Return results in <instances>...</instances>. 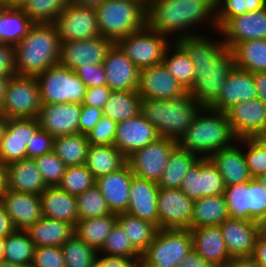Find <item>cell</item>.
Returning <instances> with one entry per match:
<instances>
[{"instance_id": "6da1fadb", "label": "cell", "mask_w": 266, "mask_h": 267, "mask_svg": "<svg viewBox=\"0 0 266 267\" xmlns=\"http://www.w3.org/2000/svg\"><path fill=\"white\" fill-rule=\"evenodd\" d=\"M177 42L187 51L196 69L187 93L203 107H209L234 69L235 56L222 39L217 41L199 34L182 37Z\"/></svg>"}, {"instance_id": "7a4b0ae2", "label": "cell", "mask_w": 266, "mask_h": 267, "mask_svg": "<svg viewBox=\"0 0 266 267\" xmlns=\"http://www.w3.org/2000/svg\"><path fill=\"white\" fill-rule=\"evenodd\" d=\"M204 22L217 30L216 0H151L146 4V26L168 38L176 35L174 41L199 35L190 29Z\"/></svg>"}, {"instance_id": "3957f363", "label": "cell", "mask_w": 266, "mask_h": 267, "mask_svg": "<svg viewBox=\"0 0 266 267\" xmlns=\"http://www.w3.org/2000/svg\"><path fill=\"white\" fill-rule=\"evenodd\" d=\"M61 43L53 23H34L14 46L16 75L37 76L60 60Z\"/></svg>"}, {"instance_id": "277c9868", "label": "cell", "mask_w": 266, "mask_h": 267, "mask_svg": "<svg viewBox=\"0 0 266 267\" xmlns=\"http://www.w3.org/2000/svg\"><path fill=\"white\" fill-rule=\"evenodd\" d=\"M237 140L226 112L203 107L177 143L181 148L204 159L218 150L231 147Z\"/></svg>"}, {"instance_id": "5b68a950", "label": "cell", "mask_w": 266, "mask_h": 267, "mask_svg": "<svg viewBox=\"0 0 266 267\" xmlns=\"http://www.w3.org/2000/svg\"><path fill=\"white\" fill-rule=\"evenodd\" d=\"M202 108L186 93L176 99H142L140 113L156 128L160 137L178 142Z\"/></svg>"}, {"instance_id": "8992f818", "label": "cell", "mask_w": 266, "mask_h": 267, "mask_svg": "<svg viewBox=\"0 0 266 267\" xmlns=\"http://www.w3.org/2000/svg\"><path fill=\"white\" fill-rule=\"evenodd\" d=\"M95 9L101 36L114 43L146 26L142 0H106Z\"/></svg>"}, {"instance_id": "52a82bcc", "label": "cell", "mask_w": 266, "mask_h": 267, "mask_svg": "<svg viewBox=\"0 0 266 267\" xmlns=\"http://www.w3.org/2000/svg\"><path fill=\"white\" fill-rule=\"evenodd\" d=\"M193 250L190 229H159L141 254L140 267H176Z\"/></svg>"}, {"instance_id": "ba28073f", "label": "cell", "mask_w": 266, "mask_h": 267, "mask_svg": "<svg viewBox=\"0 0 266 267\" xmlns=\"http://www.w3.org/2000/svg\"><path fill=\"white\" fill-rule=\"evenodd\" d=\"M42 104H83L86 85L74 71L60 63L35 76Z\"/></svg>"}, {"instance_id": "9c48e42d", "label": "cell", "mask_w": 266, "mask_h": 267, "mask_svg": "<svg viewBox=\"0 0 266 267\" xmlns=\"http://www.w3.org/2000/svg\"><path fill=\"white\" fill-rule=\"evenodd\" d=\"M41 105L35 76L14 75L8 79L1 109L5 119L37 118Z\"/></svg>"}, {"instance_id": "30bf717a", "label": "cell", "mask_w": 266, "mask_h": 267, "mask_svg": "<svg viewBox=\"0 0 266 267\" xmlns=\"http://www.w3.org/2000/svg\"><path fill=\"white\" fill-rule=\"evenodd\" d=\"M173 37L169 39L158 31L145 26L143 29L119 39L116 44L141 70L162 63L165 51L172 44Z\"/></svg>"}, {"instance_id": "8fae6325", "label": "cell", "mask_w": 266, "mask_h": 267, "mask_svg": "<svg viewBox=\"0 0 266 267\" xmlns=\"http://www.w3.org/2000/svg\"><path fill=\"white\" fill-rule=\"evenodd\" d=\"M60 43L100 36L96 9L69 3L53 22Z\"/></svg>"}, {"instance_id": "7c38bea8", "label": "cell", "mask_w": 266, "mask_h": 267, "mask_svg": "<svg viewBox=\"0 0 266 267\" xmlns=\"http://www.w3.org/2000/svg\"><path fill=\"white\" fill-rule=\"evenodd\" d=\"M177 145L176 140L159 137L146 147L134 151L127 157V163L135 176L158 183L170 153Z\"/></svg>"}, {"instance_id": "4fadbf2b", "label": "cell", "mask_w": 266, "mask_h": 267, "mask_svg": "<svg viewBox=\"0 0 266 267\" xmlns=\"http://www.w3.org/2000/svg\"><path fill=\"white\" fill-rule=\"evenodd\" d=\"M39 128L37 118L5 119L0 133V161L8 165L27 159V146Z\"/></svg>"}, {"instance_id": "5bb4252c", "label": "cell", "mask_w": 266, "mask_h": 267, "mask_svg": "<svg viewBox=\"0 0 266 267\" xmlns=\"http://www.w3.org/2000/svg\"><path fill=\"white\" fill-rule=\"evenodd\" d=\"M193 204L182 189L159 188L157 211L159 229H189Z\"/></svg>"}, {"instance_id": "9a60e30c", "label": "cell", "mask_w": 266, "mask_h": 267, "mask_svg": "<svg viewBox=\"0 0 266 267\" xmlns=\"http://www.w3.org/2000/svg\"><path fill=\"white\" fill-rule=\"evenodd\" d=\"M113 44L101 35L86 40L62 42L59 63L72 71L87 64H103Z\"/></svg>"}, {"instance_id": "2e32d148", "label": "cell", "mask_w": 266, "mask_h": 267, "mask_svg": "<svg viewBox=\"0 0 266 267\" xmlns=\"http://www.w3.org/2000/svg\"><path fill=\"white\" fill-rule=\"evenodd\" d=\"M226 186L209 158L199 159L183 177L180 189L193 201L224 193Z\"/></svg>"}, {"instance_id": "e0dca14e", "label": "cell", "mask_w": 266, "mask_h": 267, "mask_svg": "<svg viewBox=\"0 0 266 267\" xmlns=\"http://www.w3.org/2000/svg\"><path fill=\"white\" fill-rule=\"evenodd\" d=\"M216 32L222 35L224 44L231 50L244 41L266 39V6L229 18Z\"/></svg>"}, {"instance_id": "ac0fdd59", "label": "cell", "mask_w": 266, "mask_h": 267, "mask_svg": "<svg viewBox=\"0 0 266 267\" xmlns=\"http://www.w3.org/2000/svg\"><path fill=\"white\" fill-rule=\"evenodd\" d=\"M226 114L237 139L258 137L266 131V104L259 98L237 103Z\"/></svg>"}, {"instance_id": "d6986e66", "label": "cell", "mask_w": 266, "mask_h": 267, "mask_svg": "<svg viewBox=\"0 0 266 267\" xmlns=\"http://www.w3.org/2000/svg\"><path fill=\"white\" fill-rule=\"evenodd\" d=\"M137 93L142 99L168 100L182 97L187 91L161 63L140 70Z\"/></svg>"}, {"instance_id": "ffe728a7", "label": "cell", "mask_w": 266, "mask_h": 267, "mask_svg": "<svg viewBox=\"0 0 266 267\" xmlns=\"http://www.w3.org/2000/svg\"><path fill=\"white\" fill-rule=\"evenodd\" d=\"M81 108L79 103L42 104L37 117L39 126L54 138L79 133Z\"/></svg>"}, {"instance_id": "44dd1931", "label": "cell", "mask_w": 266, "mask_h": 267, "mask_svg": "<svg viewBox=\"0 0 266 267\" xmlns=\"http://www.w3.org/2000/svg\"><path fill=\"white\" fill-rule=\"evenodd\" d=\"M160 137L156 128L141 114L117 124L114 146L127 158Z\"/></svg>"}, {"instance_id": "7402d4cb", "label": "cell", "mask_w": 266, "mask_h": 267, "mask_svg": "<svg viewBox=\"0 0 266 267\" xmlns=\"http://www.w3.org/2000/svg\"><path fill=\"white\" fill-rule=\"evenodd\" d=\"M103 67L106 85L116 91H137L140 69L114 43L107 53Z\"/></svg>"}, {"instance_id": "603a6c76", "label": "cell", "mask_w": 266, "mask_h": 267, "mask_svg": "<svg viewBox=\"0 0 266 267\" xmlns=\"http://www.w3.org/2000/svg\"><path fill=\"white\" fill-rule=\"evenodd\" d=\"M219 226L232 259L252 256L260 235L258 222L228 218Z\"/></svg>"}, {"instance_id": "cb8c5ba5", "label": "cell", "mask_w": 266, "mask_h": 267, "mask_svg": "<svg viewBox=\"0 0 266 267\" xmlns=\"http://www.w3.org/2000/svg\"><path fill=\"white\" fill-rule=\"evenodd\" d=\"M16 230H27L43 217L40 195L9 189L0 198Z\"/></svg>"}, {"instance_id": "d4e9b609", "label": "cell", "mask_w": 266, "mask_h": 267, "mask_svg": "<svg viewBox=\"0 0 266 267\" xmlns=\"http://www.w3.org/2000/svg\"><path fill=\"white\" fill-rule=\"evenodd\" d=\"M258 98L253 73L237 67L229 73L219 97L209 108L226 112L233 105Z\"/></svg>"}, {"instance_id": "484cf974", "label": "cell", "mask_w": 266, "mask_h": 267, "mask_svg": "<svg viewBox=\"0 0 266 267\" xmlns=\"http://www.w3.org/2000/svg\"><path fill=\"white\" fill-rule=\"evenodd\" d=\"M133 176V171L126 163L119 170L96 178L95 185L101 191L112 213H125L128 209Z\"/></svg>"}, {"instance_id": "4316f807", "label": "cell", "mask_w": 266, "mask_h": 267, "mask_svg": "<svg viewBox=\"0 0 266 267\" xmlns=\"http://www.w3.org/2000/svg\"><path fill=\"white\" fill-rule=\"evenodd\" d=\"M159 186L156 182L133 176L126 213L151 222L159 228L157 199Z\"/></svg>"}, {"instance_id": "83f0119b", "label": "cell", "mask_w": 266, "mask_h": 267, "mask_svg": "<svg viewBox=\"0 0 266 267\" xmlns=\"http://www.w3.org/2000/svg\"><path fill=\"white\" fill-rule=\"evenodd\" d=\"M193 250L215 267H225L232 260L219 225L191 229Z\"/></svg>"}, {"instance_id": "f1b7e54d", "label": "cell", "mask_w": 266, "mask_h": 267, "mask_svg": "<svg viewBox=\"0 0 266 267\" xmlns=\"http://www.w3.org/2000/svg\"><path fill=\"white\" fill-rule=\"evenodd\" d=\"M234 143L231 147L218 150L209 159L221 174L225 186L250 181L244 149Z\"/></svg>"}, {"instance_id": "f546056e", "label": "cell", "mask_w": 266, "mask_h": 267, "mask_svg": "<svg viewBox=\"0 0 266 267\" xmlns=\"http://www.w3.org/2000/svg\"><path fill=\"white\" fill-rule=\"evenodd\" d=\"M7 189L20 193L40 195L45 184L34 159H22L6 165Z\"/></svg>"}, {"instance_id": "4dcf8cb0", "label": "cell", "mask_w": 266, "mask_h": 267, "mask_svg": "<svg viewBox=\"0 0 266 267\" xmlns=\"http://www.w3.org/2000/svg\"><path fill=\"white\" fill-rule=\"evenodd\" d=\"M43 216L76 225L79 216L76 197L58 186H48L41 194Z\"/></svg>"}, {"instance_id": "1f68e13d", "label": "cell", "mask_w": 266, "mask_h": 267, "mask_svg": "<svg viewBox=\"0 0 266 267\" xmlns=\"http://www.w3.org/2000/svg\"><path fill=\"white\" fill-rule=\"evenodd\" d=\"M26 231L36 247H61L66 240L74 235L75 226L64 221L43 216Z\"/></svg>"}, {"instance_id": "d6a6232c", "label": "cell", "mask_w": 266, "mask_h": 267, "mask_svg": "<svg viewBox=\"0 0 266 267\" xmlns=\"http://www.w3.org/2000/svg\"><path fill=\"white\" fill-rule=\"evenodd\" d=\"M33 25L23 8L0 3V42L16 46Z\"/></svg>"}, {"instance_id": "836d02e7", "label": "cell", "mask_w": 266, "mask_h": 267, "mask_svg": "<svg viewBox=\"0 0 266 267\" xmlns=\"http://www.w3.org/2000/svg\"><path fill=\"white\" fill-rule=\"evenodd\" d=\"M228 218L230 216L223 194L202 197L194 201L193 216L189 229L220 225Z\"/></svg>"}, {"instance_id": "e575fe53", "label": "cell", "mask_w": 266, "mask_h": 267, "mask_svg": "<svg viewBox=\"0 0 266 267\" xmlns=\"http://www.w3.org/2000/svg\"><path fill=\"white\" fill-rule=\"evenodd\" d=\"M127 163V158L114 145H89L86 167L98 178L115 172Z\"/></svg>"}, {"instance_id": "d590c367", "label": "cell", "mask_w": 266, "mask_h": 267, "mask_svg": "<svg viewBox=\"0 0 266 267\" xmlns=\"http://www.w3.org/2000/svg\"><path fill=\"white\" fill-rule=\"evenodd\" d=\"M117 222V214L102 217L79 219L74 234L87 245L99 252Z\"/></svg>"}, {"instance_id": "8d00e7d4", "label": "cell", "mask_w": 266, "mask_h": 267, "mask_svg": "<svg viewBox=\"0 0 266 267\" xmlns=\"http://www.w3.org/2000/svg\"><path fill=\"white\" fill-rule=\"evenodd\" d=\"M200 158L177 145L170 153L168 163L157 185L159 188H180L183 177Z\"/></svg>"}, {"instance_id": "74e56055", "label": "cell", "mask_w": 266, "mask_h": 267, "mask_svg": "<svg viewBox=\"0 0 266 267\" xmlns=\"http://www.w3.org/2000/svg\"><path fill=\"white\" fill-rule=\"evenodd\" d=\"M162 63L186 91L192 86L196 69L187 51L177 41H172V49L171 44L167 47Z\"/></svg>"}, {"instance_id": "f35d334b", "label": "cell", "mask_w": 266, "mask_h": 267, "mask_svg": "<svg viewBox=\"0 0 266 267\" xmlns=\"http://www.w3.org/2000/svg\"><path fill=\"white\" fill-rule=\"evenodd\" d=\"M141 101L137 91L112 90L103 113L117 123L124 122L141 112Z\"/></svg>"}, {"instance_id": "ab89813d", "label": "cell", "mask_w": 266, "mask_h": 267, "mask_svg": "<svg viewBox=\"0 0 266 267\" xmlns=\"http://www.w3.org/2000/svg\"><path fill=\"white\" fill-rule=\"evenodd\" d=\"M232 52L235 67L251 73L266 71V39L238 43Z\"/></svg>"}, {"instance_id": "60d3db41", "label": "cell", "mask_w": 266, "mask_h": 267, "mask_svg": "<svg viewBox=\"0 0 266 267\" xmlns=\"http://www.w3.org/2000/svg\"><path fill=\"white\" fill-rule=\"evenodd\" d=\"M88 148L87 135L81 133L54 138L53 151L67 167L84 165Z\"/></svg>"}, {"instance_id": "b9f144b4", "label": "cell", "mask_w": 266, "mask_h": 267, "mask_svg": "<svg viewBox=\"0 0 266 267\" xmlns=\"http://www.w3.org/2000/svg\"><path fill=\"white\" fill-rule=\"evenodd\" d=\"M117 223L126 232L132 246L142 254L154 240L159 228L148 221L132 216L128 213L117 214Z\"/></svg>"}, {"instance_id": "7bdbcfd3", "label": "cell", "mask_w": 266, "mask_h": 267, "mask_svg": "<svg viewBox=\"0 0 266 267\" xmlns=\"http://www.w3.org/2000/svg\"><path fill=\"white\" fill-rule=\"evenodd\" d=\"M35 248L26 230H15L5 238L3 260L31 267Z\"/></svg>"}, {"instance_id": "ee69618b", "label": "cell", "mask_w": 266, "mask_h": 267, "mask_svg": "<svg viewBox=\"0 0 266 267\" xmlns=\"http://www.w3.org/2000/svg\"><path fill=\"white\" fill-rule=\"evenodd\" d=\"M66 267H93L97 251L75 234L61 246Z\"/></svg>"}, {"instance_id": "f6af8a7d", "label": "cell", "mask_w": 266, "mask_h": 267, "mask_svg": "<svg viewBox=\"0 0 266 267\" xmlns=\"http://www.w3.org/2000/svg\"><path fill=\"white\" fill-rule=\"evenodd\" d=\"M128 238L126 232L116 222L105 239L99 254L129 258L139 266L141 254L132 246Z\"/></svg>"}, {"instance_id": "bcb514c9", "label": "cell", "mask_w": 266, "mask_h": 267, "mask_svg": "<svg viewBox=\"0 0 266 267\" xmlns=\"http://www.w3.org/2000/svg\"><path fill=\"white\" fill-rule=\"evenodd\" d=\"M223 195L230 218L255 221L249 215V181L226 186Z\"/></svg>"}, {"instance_id": "7dc6e473", "label": "cell", "mask_w": 266, "mask_h": 267, "mask_svg": "<svg viewBox=\"0 0 266 267\" xmlns=\"http://www.w3.org/2000/svg\"><path fill=\"white\" fill-rule=\"evenodd\" d=\"M95 183L96 178L84 164L67 167L57 186L68 194L77 197L87 189L94 187Z\"/></svg>"}, {"instance_id": "c3c4849f", "label": "cell", "mask_w": 266, "mask_h": 267, "mask_svg": "<svg viewBox=\"0 0 266 267\" xmlns=\"http://www.w3.org/2000/svg\"><path fill=\"white\" fill-rule=\"evenodd\" d=\"M266 0H216L217 30L229 19L263 9Z\"/></svg>"}, {"instance_id": "681fc988", "label": "cell", "mask_w": 266, "mask_h": 267, "mask_svg": "<svg viewBox=\"0 0 266 267\" xmlns=\"http://www.w3.org/2000/svg\"><path fill=\"white\" fill-rule=\"evenodd\" d=\"M79 219L102 217L112 214L101 191L96 185L76 197Z\"/></svg>"}, {"instance_id": "f907efd6", "label": "cell", "mask_w": 266, "mask_h": 267, "mask_svg": "<svg viewBox=\"0 0 266 267\" xmlns=\"http://www.w3.org/2000/svg\"><path fill=\"white\" fill-rule=\"evenodd\" d=\"M242 144L245 146L244 154L251 178H258L265 174L266 145L258 137L238 139L237 146L243 147Z\"/></svg>"}, {"instance_id": "816d5d0a", "label": "cell", "mask_w": 266, "mask_h": 267, "mask_svg": "<svg viewBox=\"0 0 266 267\" xmlns=\"http://www.w3.org/2000/svg\"><path fill=\"white\" fill-rule=\"evenodd\" d=\"M68 4V0H30L23 10L34 23H53Z\"/></svg>"}, {"instance_id": "f5cc1de1", "label": "cell", "mask_w": 266, "mask_h": 267, "mask_svg": "<svg viewBox=\"0 0 266 267\" xmlns=\"http://www.w3.org/2000/svg\"><path fill=\"white\" fill-rule=\"evenodd\" d=\"M34 161L47 186H57L60 183L67 166L54 151L45 153Z\"/></svg>"}, {"instance_id": "db71d44e", "label": "cell", "mask_w": 266, "mask_h": 267, "mask_svg": "<svg viewBox=\"0 0 266 267\" xmlns=\"http://www.w3.org/2000/svg\"><path fill=\"white\" fill-rule=\"evenodd\" d=\"M117 122L103 115L98 124L87 134L89 145H114Z\"/></svg>"}, {"instance_id": "11a10c76", "label": "cell", "mask_w": 266, "mask_h": 267, "mask_svg": "<svg viewBox=\"0 0 266 267\" xmlns=\"http://www.w3.org/2000/svg\"><path fill=\"white\" fill-rule=\"evenodd\" d=\"M266 214V189L257 178L249 181V215L260 221Z\"/></svg>"}, {"instance_id": "9f6ffc18", "label": "cell", "mask_w": 266, "mask_h": 267, "mask_svg": "<svg viewBox=\"0 0 266 267\" xmlns=\"http://www.w3.org/2000/svg\"><path fill=\"white\" fill-rule=\"evenodd\" d=\"M31 267H66L61 247H36Z\"/></svg>"}, {"instance_id": "6f0895ef", "label": "cell", "mask_w": 266, "mask_h": 267, "mask_svg": "<svg viewBox=\"0 0 266 267\" xmlns=\"http://www.w3.org/2000/svg\"><path fill=\"white\" fill-rule=\"evenodd\" d=\"M54 137L44 129L39 128L27 146V159H35L53 151Z\"/></svg>"}, {"instance_id": "680465c9", "label": "cell", "mask_w": 266, "mask_h": 267, "mask_svg": "<svg viewBox=\"0 0 266 267\" xmlns=\"http://www.w3.org/2000/svg\"><path fill=\"white\" fill-rule=\"evenodd\" d=\"M74 72L87 88L106 85V73L103 64H87L77 68Z\"/></svg>"}, {"instance_id": "91938a15", "label": "cell", "mask_w": 266, "mask_h": 267, "mask_svg": "<svg viewBox=\"0 0 266 267\" xmlns=\"http://www.w3.org/2000/svg\"><path fill=\"white\" fill-rule=\"evenodd\" d=\"M103 115V110L82 104L79 133L87 135L98 124Z\"/></svg>"}, {"instance_id": "94428289", "label": "cell", "mask_w": 266, "mask_h": 267, "mask_svg": "<svg viewBox=\"0 0 266 267\" xmlns=\"http://www.w3.org/2000/svg\"><path fill=\"white\" fill-rule=\"evenodd\" d=\"M111 92L112 90L107 85L87 88L83 105L103 110Z\"/></svg>"}, {"instance_id": "6125c7cd", "label": "cell", "mask_w": 266, "mask_h": 267, "mask_svg": "<svg viewBox=\"0 0 266 267\" xmlns=\"http://www.w3.org/2000/svg\"><path fill=\"white\" fill-rule=\"evenodd\" d=\"M14 75V46L0 42V76L10 78Z\"/></svg>"}, {"instance_id": "be15d7a7", "label": "cell", "mask_w": 266, "mask_h": 267, "mask_svg": "<svg viewBox=\"0 0 266 267\" xmlns=\"http://www.w3.org/2000/svg\"><path fill=\"white\" fill-rule=\"evenodd\" d=\"M97 253L96 263L101 267H138V265L129 258L121 256L100 255ZM102 256V257H101Z\"/></svg>"}, {"instance_id": "e7e4bbea", "label": "cell", "mask_w": 266, "mask_h": 267, "mask_svg": "<svg viewBox=\"0 0 266 267\" xmlns=\"http://www.w3.org/2000/svg\"><path fill=\"white\" fill-rule=\"evenodd\" d=\"M176 267H215L210 262L202 258L198 253L192 250L187 254Z\"/></svg>"}, {"instance_id": "03108f58", "label": "cell", "mask_w": 266, "mask_h": 267, "mask_svg": "<svg viewBox=\"0 0 266 267\" xmlns=\"http://www.w3.org/2000/svg\"><path fill=\"white\" fill-rule=\"evenodd\" d=\"M261 267H266V236L259 235L251 256Z\"/></svg>"}, {"instance_id": "003e7915", "label": "cell", "mask_w": 266, "mask_h": 267, "mask_svg": "<svg viewBox=\"0 0 266 267\" xmlns=\"http://www.w3.org/2000/svg\"><path fill=\"white\" fill-rule=\"evenodd\" d=\"M16 230L4 206L0 203V237L6 238Z\"/></svg>"}, {"instance_id": "a7ac6f4b", "label": "cell", "mask_w": 266, "mask_h": 267, "mask_svg": "<svg viewBox=\"0 0 266 267\" xmlns=\"http://www.w3.org/2000/svg\"><path fill=\"white\" fill-rule=\"evenodd\" d=\"M258 98L266 104V71L253 73Z\"/></svg>"}, {"instance_id": "89a4df30", "label": "cell", "mask_w": 266, "mask_h": 267, "mask_svg": "<svg viewBox=\"0 0 266 267\" xmlns=\"http://www.w3.org/2000/svg\"><path fill=\"white\" fill-rule=\"evenodd\" d=\"M225 267H261L252 257L234 258Z\"/></svg>"}, {"instance_id": "2644e50d", "label": "cell", "mask_w": 266, "mask_h": 267, "mask_svg": "<svg viewBox=\"0 0 266 267\" xmlns=\"http://www.w3.org/2000/svg\"><path fill=\"white\" fill-rule=\"evenodd\" d=\"M7 190V169L6 165H4L0 161V198Z\"/></svg>"}, {"instance_id": "8c879c8a", "label": "cell", "mask_w": 266, "mask_h": 267, "mask_svg": "<svg viewBox=\"0 0 266 267\" xmlns=\"http://www.w3.org/2000/svg\"><path fill=\"white\" fill-rule=\"evenodd\" d=\"M106 0H68V3L96 8Z\"/></svg>"}, {"instance_id": "753ad0ef", "label": "cell", "mask_w": 266, "mask_h": 267, "mask_svg": "<svg viewBox=\"0 0 266 267\" xmlns=\"http://www.w3.org/2000/svg\"><path fill=\"white\" fill-rule=\"evenodd\" d=\"M8 79H9L8 77L0 76V110L2 109V106H3L5 86H6Z\"/></svg>"}, {"instance_id": "34e18365", "label": "cell", "mask_w": 266, "mask_h": 267, "mask_svg": "<svg viewBox=\"0 0 266 267\" xmlns=\"http://www.w3.org/2000/svg\"><path fill=\"white\" fill-rule=\"evenodd\" d=\"M30 0H8L6 4L10 7L23 8Z\"/></svg>"}, {"instance_id": "11e5206c", "label": "cell", "mask_w": 266, "mask_h": 267, "mask_svg": "<svg viewBox=\"0 0 266 267\" xmlns=\"http://www.w3.org/2000/svg\"><path fill=\"white\" fill-rule=\"evenodd\" d=\"M258 225L260 234L266 236V214L260 221H258Z\"/></svg>"}, {"instance_id": "2a66077c", "label": "cell", "mask_w": 266, "mask_h": 267, "mask_svg": "<svg viewBox=\"0 0 266 267\" xmlns=\"http://www.w3.org/2000/svg\"><path fill=\"white\" fill-rule=\"evenodd\" d=\"M0 267H30V266L18 265V264H14V263L2 260L0 261Z\"/></svg>"}, {"instance_id": "b9fcfbb0", "label": "cell", "mask_w": 266, "mask_h": 267, "mask_svg": "<svg viewBox=\"0 0 266 267\" xmlns=\"http://www.w3.org/2000/svg\"><path fill=\"white\" fill-rule=\"evenodd\" d=\"M5 238L0 237V261L4 258Z\"/></svg>"}, {"instance_id": "09005b40", "label": "cell", "mask_w": 266, "mask_h": 267, "mask_svg": "<svg viewBox=\"0 0 266 267\" xmlns=\"http://www.w3.org/2000/svg\"><path fill=\"white\" fill-rule=\"evenodd\" d=\"M4 122H5V117H4L3 112L0 110V133H1L2 128L4 126Z\"/></svg>"}, {"instance_id": "979ff035", "label": "cell", "mask_w": 266, "mask_h": 267, "mask_svg": "<svg viewBox=\"0 0 266 267\" xmlns=\"http://www.w3.org/2000/svg\"><path fill=\"white\" fill-rule=\"evenodd\" d=\"M263 187L266 189V173L257 178Z\"/></svg>"}, {"instance_id": "deb4b68c", "label": "cell", "mask_w": 266, "mask_h": 267, "mask_svg": "<svg viewBox=\"0 0 266 267\" xmlns=\"http://www.w3.org/2000/svg\"><path fill=\"white\" fill-rule=\"evenodd\" d=\"M258 138L266 145V131H263Z\"/></svg>"}, {"instance_id": "67dfc351", "label": "cell", "mask_w": 266, "mask_h": 267, "mask_svg": "<svg viewBox=\"0 0 266 267\" xmlns=\"http://www.w3.org/2000/svg\"><path fill=\"white\" fill-rule=\"evenodd\" d=\"M145 4H147L151 0H142Z\"/></svg>"}, {"instance_id": "b62a3aed", "label": "cell", "mask_w": 266, "mask_h": 267, "mask_svg": "<svg viewBox=\"0 0 266 267\" xmlns=\"http://www.w3.org/2000/svg\"><path fill=\"white\" fill-rule=\"evenodd\" d=\"M8 0H0V3H6Z\"/></svg>"}, {"instance_id": "603ad722", "label": "cell", "mask_w": 266, "mask_h": 267, "mask_svg": "<svg viewBox=\"0 0 266 267\" xmlns=\"http://www.w3.org/2000/svg\"><path fill=\"white\" fill-rule=\"evenodd\" d=\"M93 267H101L99 264L95 263Z\"/></svg>"}]
</instances>
